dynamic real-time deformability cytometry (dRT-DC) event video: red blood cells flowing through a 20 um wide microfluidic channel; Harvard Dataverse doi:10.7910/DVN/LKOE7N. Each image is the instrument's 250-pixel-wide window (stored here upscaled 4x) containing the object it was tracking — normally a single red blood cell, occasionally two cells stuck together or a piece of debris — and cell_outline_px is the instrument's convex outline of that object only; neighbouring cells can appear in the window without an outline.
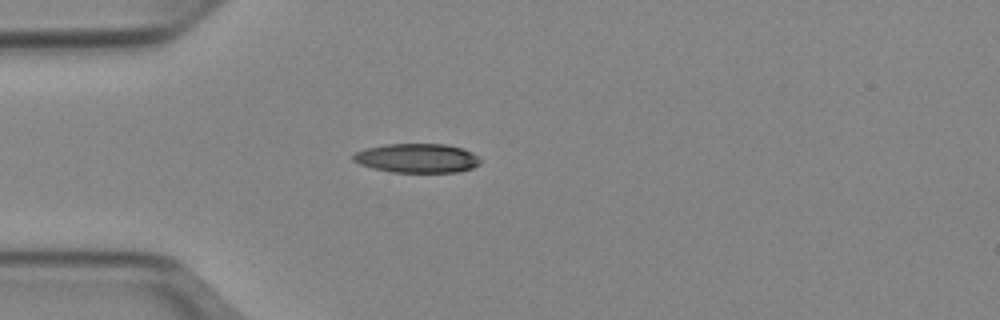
{"species": "Egyptian fruit bat (a non-hibernating species)", "species_latin": "Rousettus aegyptiacus", "temperature_condition": "cold", "stored_images_in_passage": 38, "camera_frame_rate_fps": 3000, "um_per_image_px": 0.085, "animal": {"sex": "female"}, "frame": {"image": 1, "passage_image": 1, "time_ms": 0.0, "image_size_px": [1000, 320], "cell_outline_px": [[480, 164], [472, 168], [460, 172], [392, 172], [372, 168], [360, 164], [352, 160], [352, 156], [356, 152], [364, 148], [384, 144], [448, 144], [472, 152], [480, 160]], "centroid_in_image_um": [35.43, 13.44], "position_along_channel_um": 49.6, "area_um2": 21.68}}
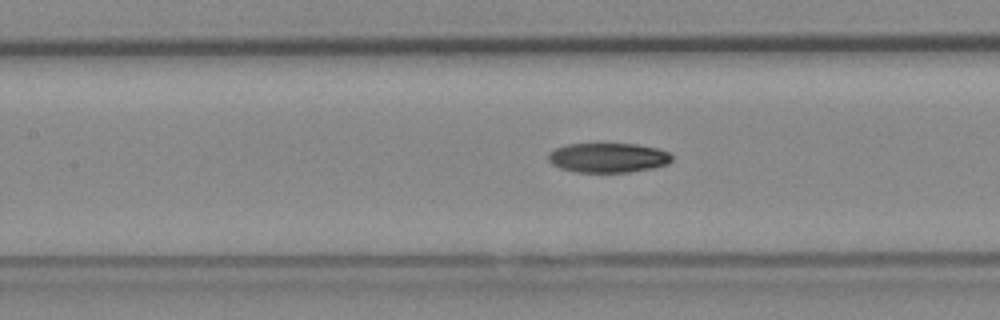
{"frame": {"image": 2, "passage_image": 10, "time_ms": 3.0, "image_size_px": [1000, 320], "cell_outline_px": [[672, 160], [668, 164], [656, 168], [628, 172], [576, 172], [560, 168], [552, 164], [548, 160], [548, 152], [556, 148], [568, 144], [636, 144], [656, 148], [668, 152], [672, 156]], "centroid_in_image_um": [51.69, 13.41], "position_along_channel_um": 155.7, "area_um2": 21.39}}
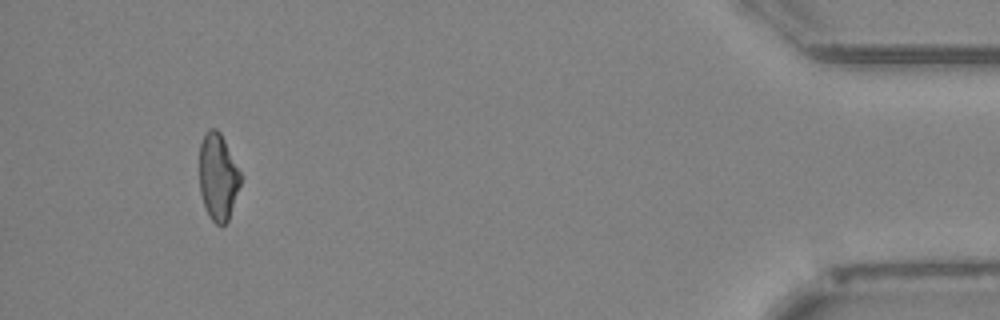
{"frame": {"image": 3, "passage_image": 35, "time_ms": 11.333, "image_size_px": [1000, 320], "cell_outline_px": [[240, 184], [228, 220], [224, 224], [216, 224], [208, 216], [200, 192], [200, 144], [204, 132], [208, 128], [216, 128], [220, 132], [240, 172]], "centroid_in_image_um": [18.51, 15.01], "position_along_channel_um": 416.7, "area_um2": 20.52}, "authors_computed_cell_mechanics": {"area_um2": 21.6461, "velocity_mm_per_s": 3.9556, "shape_relaxation_time_tau1_ms": null, "shape_relaxation_time_tau2_ms": 8.3547, "deformation_change_tau1": null, "deformation_change_tau2": 0.1746}}